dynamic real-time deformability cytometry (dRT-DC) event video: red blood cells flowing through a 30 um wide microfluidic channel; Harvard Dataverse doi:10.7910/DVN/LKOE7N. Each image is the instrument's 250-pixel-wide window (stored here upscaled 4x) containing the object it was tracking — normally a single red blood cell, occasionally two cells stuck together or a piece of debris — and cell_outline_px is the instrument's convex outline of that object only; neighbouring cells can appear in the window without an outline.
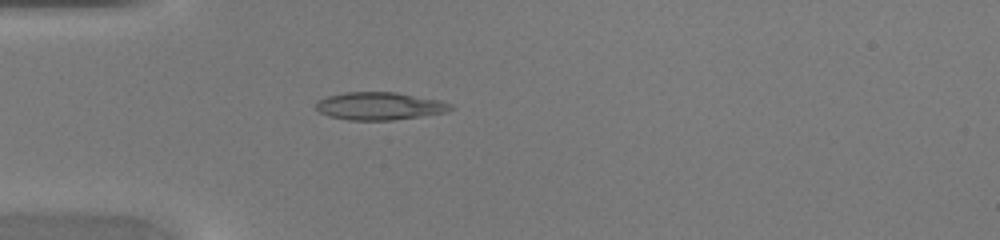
{"species": "common noctule bat (a hibernating species)", "species_latin": "Nyctalus noctula", "temperature_condition": "warm", "stored_images_in_passage": 33, "camera_frame_rate_fps": 3000, "um_per_image_px": 0.085, "animal": {"sex": "female", "body_mass_g": 20.0, "forearm_length_mm": 54.0}, "frame": {"image": 1, "passage_image": 1, "time_ms": 0.0, "image_size_px": [1000, 240], "cell_outline_px": [[452, 108], [444, 112], [420, 116], [392, 120], [348, 120], [328, 116], [320, 112], [316, 108], [316, 100], [328, 96], [344, 92], [396, 92], [440, 100], [452, 104]], "centroid_in_image_um": [32.22, 9.01], "position_along_channel_um": 52.8, "area_um2": 21.68}}
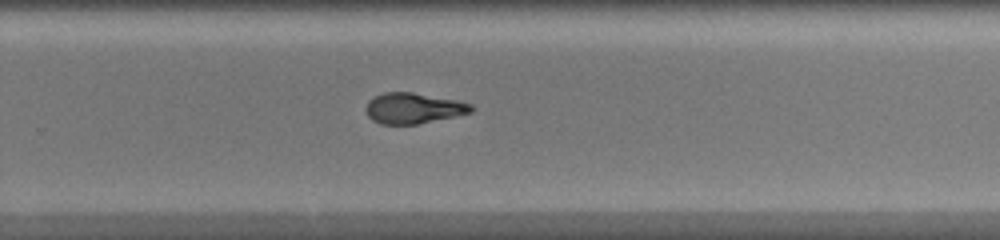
{"frame": {"image": 2, "passage_image": 18, "time_ms": 5.667, "image_size_px": [1000, 240], "cell_outline_px": [[476, 108], [472, 112], [416, 124], [380, 124], [372, 120], [368, 116], [364, 108], [368, 100], [372, 96], [384, 92], [412, 92], [456, 100], [472, 104]], "centroid_in_image_um": [35.09, 9.19], "position_along_channel_um": 294.7, "area_um2": 18.9}}
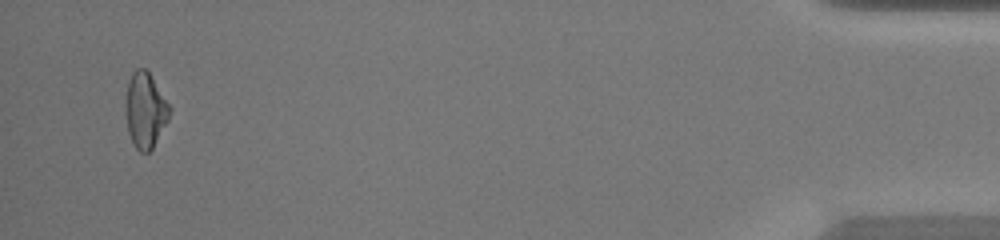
{"frame": {"image": 3, "passage_image": 32, "time_ms": 10.333, "image_size_px": [1000, 240], "cell_outline_px": [[172, 108], [168, 120], [152, 148], [148, 152], [140, 152], [136, 148], [128, 132], [124, 108], [128, 80], [132, 72], [136, 68], [144, 68], [148, 72]], "centroid_in_image_um": [12.33, 9.35], "position_along_channel_um": 422.9, "area_um2": 19.31}}